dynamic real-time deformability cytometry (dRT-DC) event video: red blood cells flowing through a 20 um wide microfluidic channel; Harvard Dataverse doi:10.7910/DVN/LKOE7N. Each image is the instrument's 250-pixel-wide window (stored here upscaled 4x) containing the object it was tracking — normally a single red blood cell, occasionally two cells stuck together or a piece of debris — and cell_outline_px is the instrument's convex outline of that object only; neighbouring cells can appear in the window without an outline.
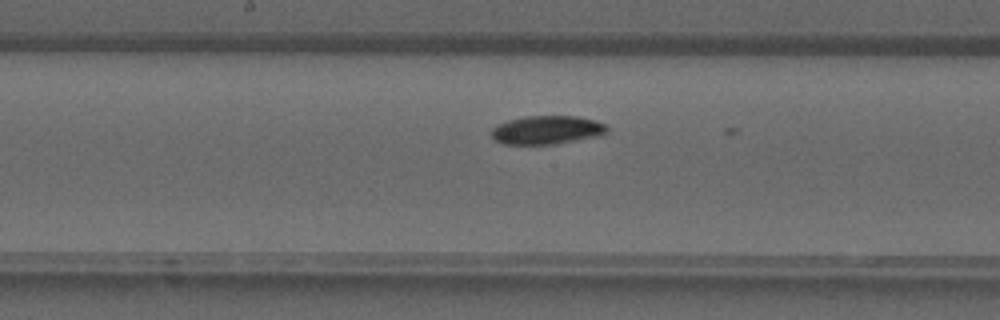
{"species": "common noctule bat (a hibernating species)", "species_latin": "Nyctalus noctula", "temperature_condition": "warm", "stored_images_in_passage": 26, "camera_frame_rate_fps": 3000, "um_per_image_px": 0.085, "animal": {"sex": "male", "forearm_length_mm": 52.5}, "frame": {"image": 1, "passage_image": 17, "time_ms": 5.333, "image_size_px": [1000, 320], "cell_outline_px": [[608, 132], [604, 136], [556, 144], [504, 144], [496, 140], [488, 132], [492, 128], [508, 120], [524, 116], [576, 116], [596, 120], [604, 124], [608, 128]], "centroid_in_image_um": [46.54, 11.05], "position_along_channel_um": 201.7, "area_um2": 19.54}}
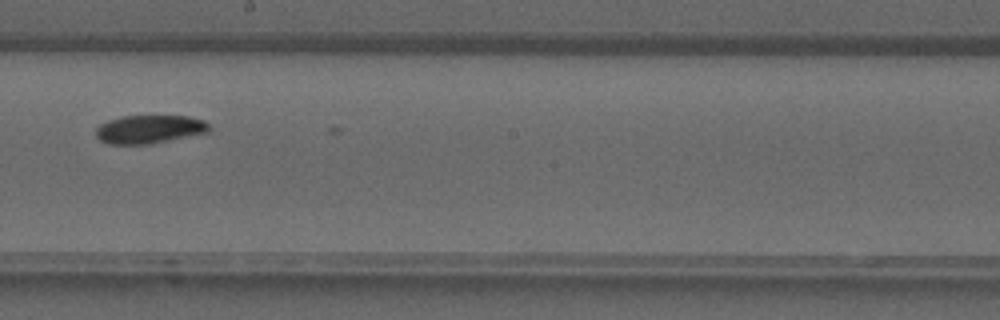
{"frame": {"image": 2, "passage_image": 19, "time_ms": 6.0, "image_size_px": [1000, 320], "cell_outline_px": [[212, 128], [208, 132], [152, 144], [108, 144], [100, 140], [96, 136], [96, 128], [100, 124], [108, 120], [120, 116], [188, 116], [204, 120]], "centroid_in_image_um": [12.7, 10.98], "position_along_channel_um": 235.5, "area_um2": 18.84}}
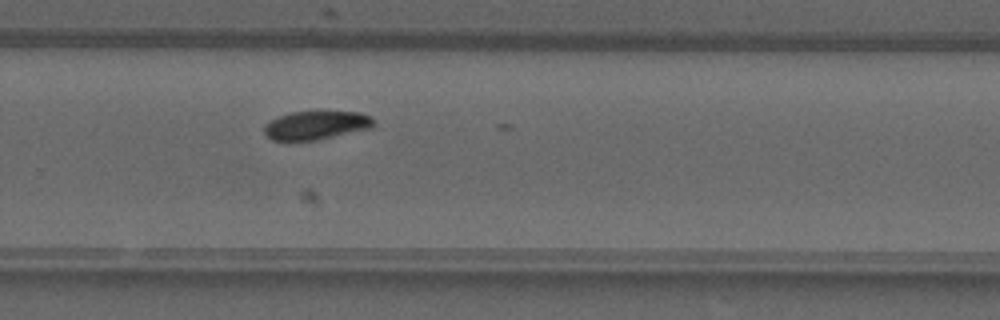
{"frame": {"image": 3, "passage_image": 23, "time_ms": 7.333, "image_size_px": [1000, 320], "cell_outline_px": [[376, 120], [372, 128], [316, 140], [272, 140], [264, 132], [264, 124], [280, 116], [292, 112], [364, 112], [372, 116]], "centroid_in_image_um": [26.93, 10.64], "position_along_channel_um": 302.9, "area_um2": 18.15}}